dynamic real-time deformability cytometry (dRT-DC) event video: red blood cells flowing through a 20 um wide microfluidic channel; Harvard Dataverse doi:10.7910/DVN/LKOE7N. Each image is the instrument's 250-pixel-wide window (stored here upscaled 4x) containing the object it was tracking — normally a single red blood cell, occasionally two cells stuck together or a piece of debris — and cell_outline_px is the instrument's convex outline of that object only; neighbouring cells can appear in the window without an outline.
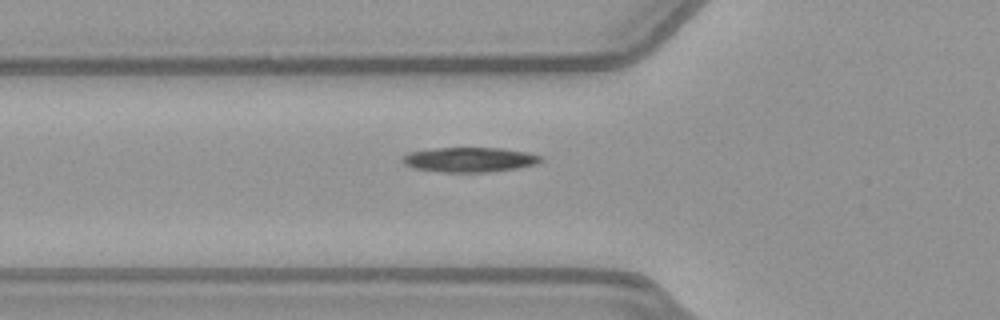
{"species": "common noctule bat (a hibernating species)", "species_latin": "Nyctalus noctula", "temperature_condition": "warm", "stored_images_in_passage": 35, "camera_frame_rate_fps": 3000, "um_per_image_px": 0.085, "animal": {"sex": "female", "body_mass_g": 21.9}, "frame": {"image": 1, "passage_image": 2, "time_ms": 0.333, "image_size_px": [1000, 320], "cell_outline_px": [[544, 160], [536, 164], [516, 168], [484, 172], [444, 172], [412, 168], [404, 164], [404, 156], [412, 152], [432, 148], [504, 148], [528, 152], [544, 156]], "centroid_in_image_um": [39.98, 13.56], "position_along_channel_um": 85.8, "area_um2": 19.88}}
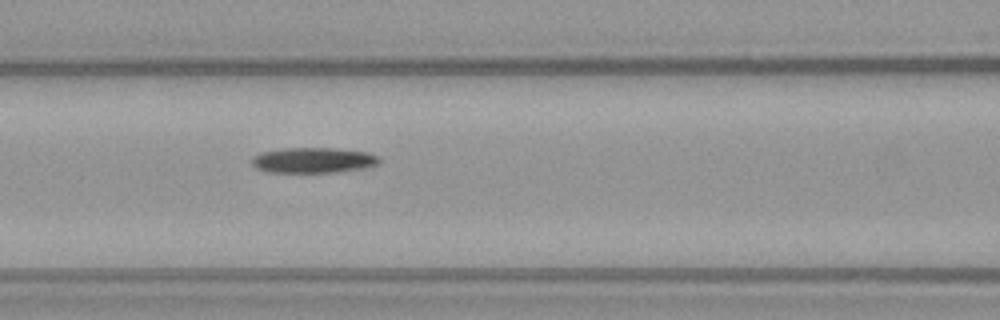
{"frame": {"image": 2, "passage_image": 6, "time_ms": 1.667, "image_size_px": [1000, 320], "cell_outline_px": [[380, 160], [372, 168], [340, 172], [268, 172], [256, 168], [252, 164], [252, 156], [260, 152], [280, 148], [332, 148], [368, 152], [380, 156]], "centroid_in_image_um": [26.66, 13.62], "position_along_channel_um": 139.9, "area_um2": 19.25}}
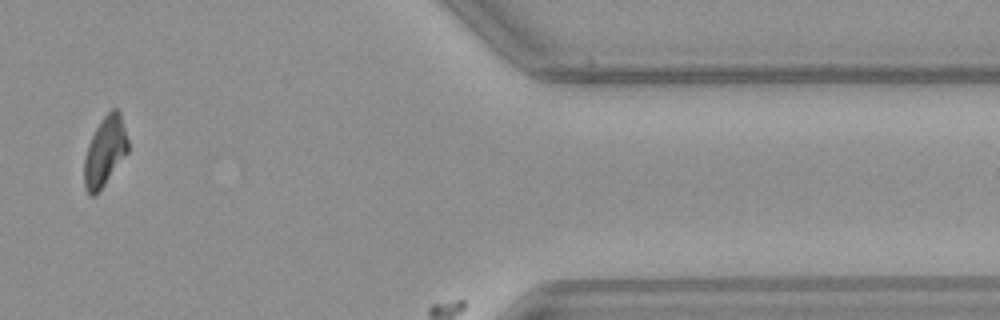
{"frame": {"image": 3, "passage_image": 29, "time_ms": 9.333, "image_size_px": [1000, 320], "cell_outline_px": [[128, 152], [96, 196], [92, 196], [84, 188], [84, 156], [88, 144], [100, 120], [112, 108], [116, 108], [120, 112], [128, 140]], "centroid_in_image_um": [8.91, 12.88], "position_along_channel_um": 402.5, "area_um2": 17.74}}